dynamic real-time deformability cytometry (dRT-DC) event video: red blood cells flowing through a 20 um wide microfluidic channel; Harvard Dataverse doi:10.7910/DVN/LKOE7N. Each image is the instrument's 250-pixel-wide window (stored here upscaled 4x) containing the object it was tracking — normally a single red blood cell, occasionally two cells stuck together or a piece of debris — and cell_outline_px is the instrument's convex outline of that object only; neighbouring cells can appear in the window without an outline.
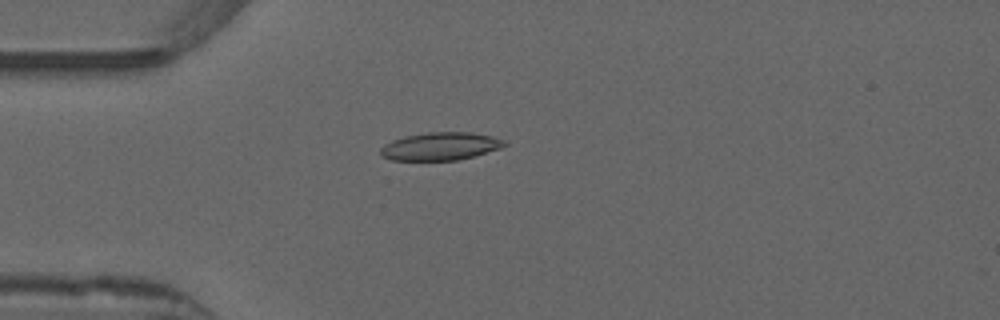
{"species": "common noctule bat (a hibernating species)", "species_latin": "Nyctalus noctula", "temperature_condition": "warm", "stored_images_in_passage": 39, "camera_frame_rate_fps": 3000, "um_per_image_px": 0.085, "animal": {"sex": "male", "forearm_length_mm": 52.5}, "frame": {"image": 1, "passage_image": 1, "time_ms": 0.0, "image_size_px": [1000, 320], "cell_outline_px": [[508, 144], [500, 148], [472, 156], [456, 160], [392, 160], [380, 156], [380, 148], [384, 144], [392, 140], [404, 136], [428, 132], [472, 132], [492, 136], [504, 140]], "centroid_in_image_um": [37.4, 12.42], "position_along_channel_um": 47.6, "area_um2": 20.11}}
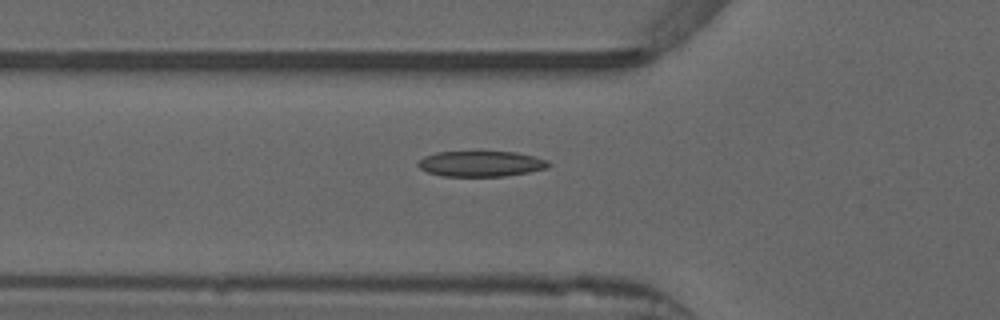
{"frame": {"image": 2, "passage_image": 5, "time_ms": 1.333, "image_size_px": [1000, 320], "cell_outline_px": [[552, 164], [548, 168], [528, 172], [504, 176], [444, 176], [428, 172], [420, 168], [416, 164], [424, 156], [436, 152], [516, 152], [548, 160]], "centroid_in_image_um": [40.89, 13.92], "position_along_channel_um": 84.9, "area_um2": 19.36}}
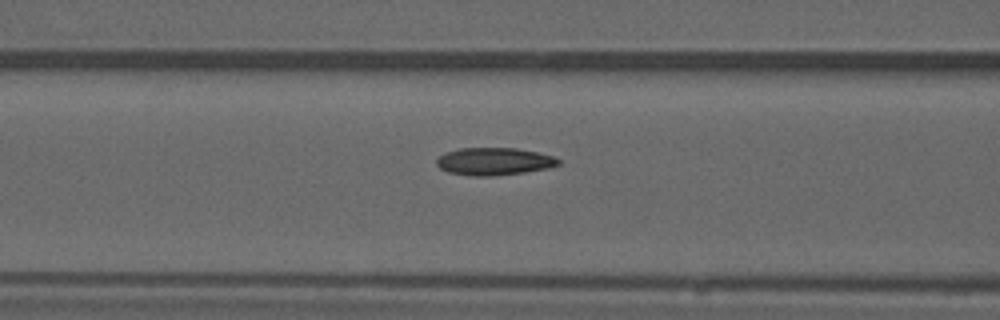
{"frame": {"image": 3, "passage_image": 8, "time_ms": 2.333, "image_size_px": [1000, 320], "cell_outline_px": [[560, 164], [548, 168], [524, 172], [492, 176], [472, 176], [448, 172], [440, 168], [436, 164], [436, 160], [440, 156], [448, 152], [460, 148], [516, 148], [556, 156], [560, 160]], "centroid_in_image_um": [42.02, 13.72], "position_along_channel_um": 124.6, "area_um2": 19.48}, "authors_computed_cell_mechanics": {"area_um2": 19.1318, "velocity_mm_per_s": 3.9275, "shape_relaxation_time_tau1_ms": null, "shape_relaxation_time_tau2_ms": 3.2232, "deformation_change_tau1": null, "deformation_change_tau2": 0.0919}}